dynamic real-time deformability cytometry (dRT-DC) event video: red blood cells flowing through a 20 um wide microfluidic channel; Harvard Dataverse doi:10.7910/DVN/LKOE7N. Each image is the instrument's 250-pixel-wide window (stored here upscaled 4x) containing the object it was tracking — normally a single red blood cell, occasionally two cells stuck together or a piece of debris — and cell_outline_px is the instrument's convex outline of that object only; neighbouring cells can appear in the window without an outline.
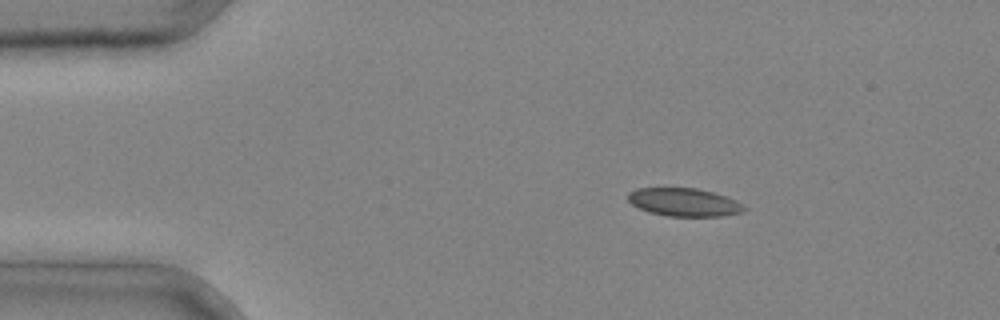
{"species": "common noctule bat (a hibernating species)", "species_latin": "Nyctalus noctula", "temperature_condition": "cold", "stored_images_in_passage": 2, "camera_frame_rate_fps": 3000, "um_per_image_px": 0.085, "animal": {"sex": "male", "body_mass_g": 20.4}, "frame": {"image": 1, "passage_image": 1, "time_ms": 0.0, "image_size_px": [1000, 320], "cell_outline_px": [[748, 208], [744, 212], [720, 216], [668, 216], [648, 212], [632, 204], [628, 200], [628, 192], [636, 188], [696, 188], [712, 192], [736, 200]], "centroid_in_image_um": [58.15, 17.19], "position_along_channel_um": 26.9, "area_um2": 19.02}}